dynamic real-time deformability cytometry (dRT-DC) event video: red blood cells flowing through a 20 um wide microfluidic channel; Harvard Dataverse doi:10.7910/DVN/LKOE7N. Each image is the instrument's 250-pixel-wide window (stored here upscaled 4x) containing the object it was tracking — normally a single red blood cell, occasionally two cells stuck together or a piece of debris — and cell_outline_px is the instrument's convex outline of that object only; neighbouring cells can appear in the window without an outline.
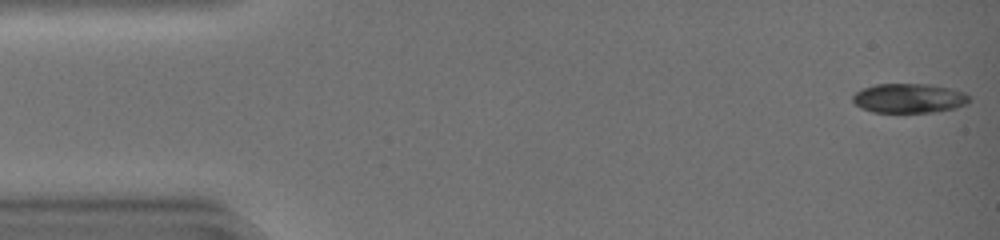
{"species": "common noctule bat (a hibernating species)", "species_latin": "Nyctalus noctula", "temperature_condition": "warm", "stored_images_in_passage": 5, "camera_frame_rate_fps": 3000, "um_per_image_px": 0.085, "animal": {"sex": "female", "body_mass_g": 19.0, "forearm_length_mm": 51.5}, "frame": {"image": 1, "passage_image": 1, "time_ms": 0.0, "image_size_px": [1000, 240], "cell_outline_px": [[972, 100], [968, 104], [956, 108], [932, 112], [872, 112], [860, 108], [852, 100], [852, 96], [856, 92], [864, 88], [876, 84], [928, 84], [952, 88], [964, 92]], "centroid_in_image_um": [77.3, 8.35], "position_along_channel_um": 7.7, "area_um2": 20.11}}